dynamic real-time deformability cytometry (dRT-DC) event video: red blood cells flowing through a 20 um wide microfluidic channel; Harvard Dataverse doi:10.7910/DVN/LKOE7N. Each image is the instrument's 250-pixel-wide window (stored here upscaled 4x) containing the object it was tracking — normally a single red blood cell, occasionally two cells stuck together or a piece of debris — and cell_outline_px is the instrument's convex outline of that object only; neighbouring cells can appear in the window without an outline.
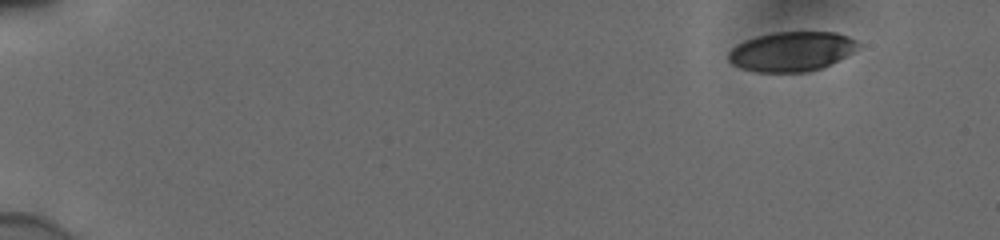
{"species": "human", "species_latin": "Homo sapiens", "temperature_condition": "cold", "stored_images_in_passage": 51, "camera_frame_rate_fps": 3000, "um_per_image_px": 0.085, "donor": {"sex": "male"}, "frame": {"image": 1, "passage_image": 1, "time_ms": 0.0, "image_size_px": [1000, 240], "cell_outline_px": [[860, 44], [852, 52], [820, 68], [808, 72], [756, 72], [740, 68], [732, 64], [728, 60], [728, 52], [736, 44], [744, 40], [756, 36], [776, 32], [836, 32], [848, 36], [856, 40]], "centroid_in_image_um": [67.23, 4.37], "position_along_channel_um": 17.8, "area_um2": 29.82}}
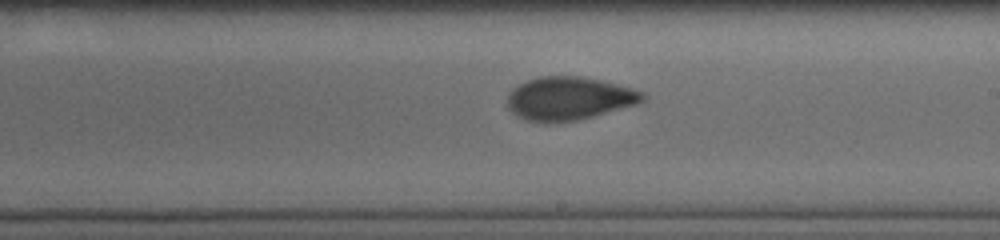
{"frame": {"image": 2, "passage_image": 30, "time_ms": 9.667, "image_size_px": [1000, 240], "cell_outline_px": [[648, 96], [644, 100], [636, 104], [592, 116], [576, 120], [548, 124], [540, 124], [524, 120], [516, 116], [508, 108], [508, 96], [512, 88], [528, 80], [540, 76], [580, 76], [600, 80], [644, 92]], "centroid_in_image_um": [48.32, 8.39], "position_along_channel_um": 240.7, "area_um2": 34.16}}
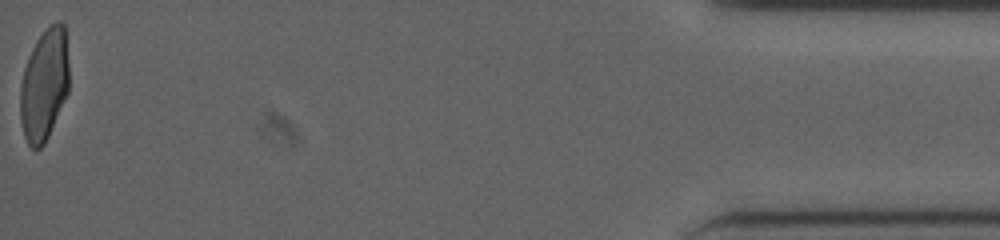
{"frame": {"image": 3, "passage_image": 51, "time_ms": 16.667, "image_size_px": [1000, 240], "cell_outline_px": [[68, 92], [48, 136], [44, 144], [40, 148], [32, 148], [28, 144], [24, 136], [20, 120], [20, 88], [24, 68], [28, 56], [36, 40], [56, 20], [60, 20], [64, 24], [68, 60]], "centroid_in_image_um": [3.75, 7.2], "position_along_channel_um": 431.5, "area_um2": 31.67}, "authors_computed_cell_mechanics": {"area_um2": 32.8882, "velocity_mm_per_s": 3.8879, "shape_relaxation_time_tau1_ms": 4.9841, "shape_relaxation_time_tau2_ms": 1.4552, "deformation_change_tau1": 0.1718, "deformation_change_tau2": 0.0635}}